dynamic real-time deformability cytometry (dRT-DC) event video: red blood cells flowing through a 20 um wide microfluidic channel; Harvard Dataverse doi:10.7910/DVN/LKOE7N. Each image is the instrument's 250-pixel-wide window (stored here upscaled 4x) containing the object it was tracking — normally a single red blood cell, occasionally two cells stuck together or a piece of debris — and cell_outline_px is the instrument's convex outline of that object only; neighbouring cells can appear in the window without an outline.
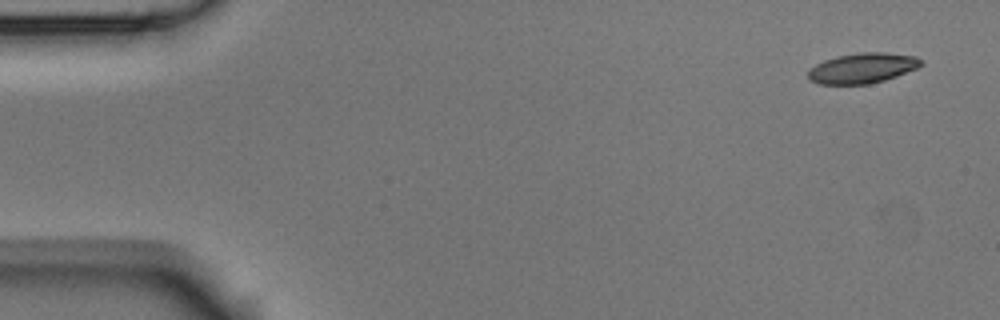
{"species": "Egyptian fruit bat (a non-hibernating species)", "species_latin": "Rousettus aegyptiacus", "temperature_condition": "room temperature", "stored_images_in_passage": 10, "camera_frame_rate_fps": 3000, "um_per_image_px": 0.085, "animal": {"sex": "male"}, "frame": {"image": 1, "passage_image": 1, "time_ms": 0.0, "image_size_px": [1000, 320], "cell_outline_px": [[924, 64], [916, 68], [896, 76], [884, 80], [868, 84], [820, 84], [812, 80], [808, 76], [808, 68], [824, 60], [836, 56], [860, 52], [888, 52], [916, 56], [924, 60]], "centroid_in_image_um": [73.33, 5.77], "position_along_channel_um": 11.7, "area_um2": 20.0}}
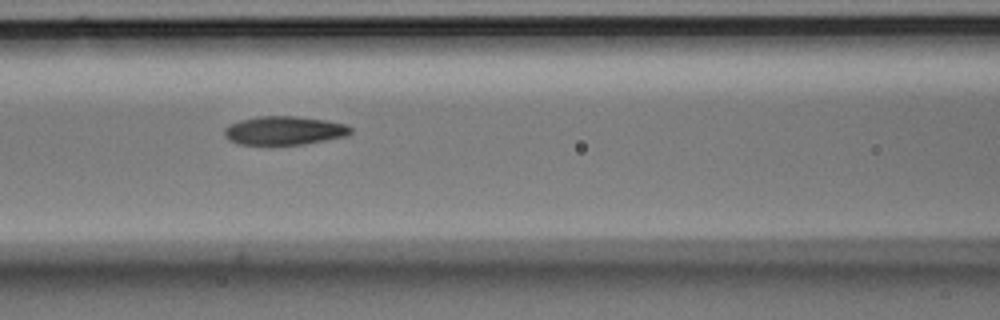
{"frame": {"image": 2, "passage_image": 6, "time_ms": 1.667, "image_size_px": [1000, 320], "cell_outline_px": [[352, 132], [348, 136], [304, 144], [240, 144], [228, 140], [224, 136], [224, 128], [228, 124], [240, 120], [256, 116], [296, 116], [324, 120], [348, 124], [352, 128]], "centroid_in_image_um": [24.16, 11.09], "position_along_channel_um": 142.4, "area_um2": 21.21}}
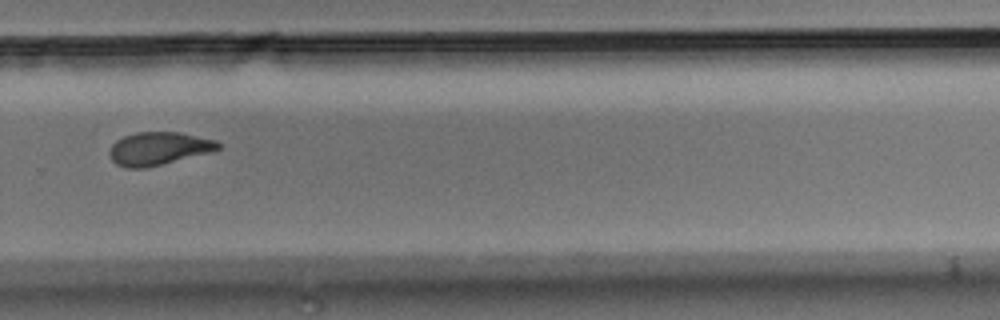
{"frame": {"image": 3, "passage_image": 10, "time_ms": 3.0, "image_size_px": [1000, 320], "cell_outline_px": [[224, 144], [220, 148], [212, 152], [144, 168], [128, 168], [116, 164], [112, 160], [108, 152], [112, 144], [116, 140], [124, 136], [136, 132], [180, 132], [216, 140]], "centroid_in_image_um": [13.5, 12.61], "position_along_channel_um": 316.3, "area_um2": 20.98}}